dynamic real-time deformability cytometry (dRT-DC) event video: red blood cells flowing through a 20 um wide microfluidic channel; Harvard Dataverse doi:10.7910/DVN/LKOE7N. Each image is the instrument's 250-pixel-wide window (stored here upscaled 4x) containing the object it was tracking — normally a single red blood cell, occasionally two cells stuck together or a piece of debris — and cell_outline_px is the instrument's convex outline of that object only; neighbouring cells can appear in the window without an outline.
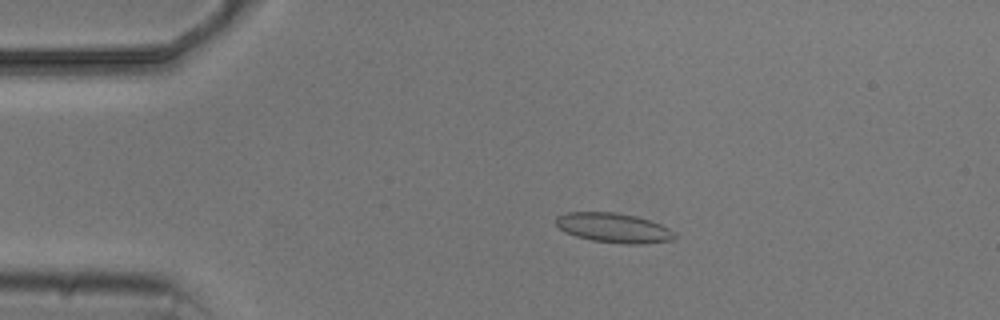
{"species": "common noctule bat (a hibernating species)", "species_latin": "Nyctalus noctula", "temperature_condition": "cold", "stored_images_in_passage": 5, "camera_frame_rate_fps": 3000, "um_per_image_px": 0.085, "animal": {"sex": "male", "body_mass_g": 20.5, "forearm_length_mm": 52.5}, "frame": {"image": 1, "passage_image": 3, "time_ms": 2.0, "image_size_px": [1000, 320], "cell_outline_px": [[676, 236], [672, 240], [644, 244], [620, 244], [592, 240], [576, 236], [564, 232], [556, 224], [556, 216], [568, 212], [616, 212], [636, 216], [660, 224], [676, 232]], "centroid_in_image_um": [52.17, 19.37], "position_along_channel_um": 32.8, "area_um2": 20.58}}
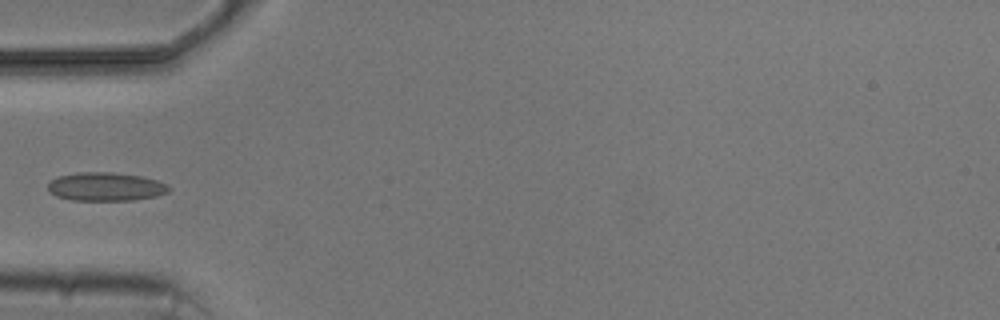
{"frame": {"image": 2, "passage_image": 5, "time_ms": 4.333, "image_size_px": [1000, 320], "cell_outline_px": [[172, 188], [168, 192], [156, 196], [132, 200], [72, 200], [56, 196], [48, 192], [48, 184], [56, 176], [80, 172], [112, 172], [140, 176], [156, 180], [168, 184]], "centroid_in_image_um": [8.98, 15.86], "position_along_channel_um": 76.0, "area_um2": 20.17}}